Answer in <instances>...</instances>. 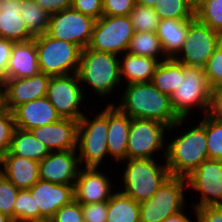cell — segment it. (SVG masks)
I'll use <instances>...</instances> for the list:
<instances>
[{"mask_svg": "<svg viewBox=\"0 0 222 222\" xmlns=\"http://www.w3.org/2000/svg\"><path fill=\"white\" fill-rule=\"evenodd\" d=\"M121 98L117 108L132 119L155 120L167 125L170 130L186 120L173 110L170 96L163 94L152 82L127 84Z\"/></svg>", "mask_w": 222, "mask_h": 222, "instance_id": "cell-1", "label": "cell"}, {"mask_svg": "<svg viewBox=\"0 0 222 222\" xmlns=\"http://www.w3.org/2000/svg\"><path fill=\"white\" fill-rule=\"evenodd\" d=\"M206 142V130L199 124L167 143L164 155L170 176L187 178L203 161L208 160Z\"/></svg>", "mask_w": 222, "mask_h": 222, "instance_id": "cell-2", "label": "cell"}, {"mask_svg": "<svg viewBox=\"0 0 222 222\" xmlns=\"http://www.w3.org/2000/svg\"><path fill=\"white\" fill-rule=\"evenodd\" d=\"M213 90L203 67L180 63V83L170 96L173 110L180 118L187 119L196 105L207 114Z\"/></svg>", "mask_w": 222, "mask_h": 222, "instance_id": "cell-3", "label": "cell"}, {"mask_svg": "<svg viewBox=\"0 0 222 222\" xmlns=\"http://www.w3.org/2000/svg\"><path fill=\"white\" fill-rule=\"evenodd\" d=\"M117 54L82 49L78 77L80 82L88 83L100 96H106L121 82Z\"/></svg>", "mask_w": 222, "mask_h": 222, "instance_id": "cell-4", "label": "cell"}, {"mask_svg": "<svg viewBox=\"0 0 222 222\" xmlns=\"http://www.w3.org/2000/svg\"><path fill=\"white\" fill-rule=\"evenodd\" d=\"M154 160V158L127 159V167L123 172L124 189L120 192L138 203L152 197L162 183L170 177L166 163L161 166Z\"/></svg>", "mask_w": 222, "mask_h": 222, "instance_id": "cell-5", "label": "cell"}, {"mask_svg": "<svg viewBox=\"0 0 222 222\" xmlns=\"http://www.w3.org/2000/svg\"><path fill=\"white\" fill-rule=\"evenodd\" d=\"M39 68L49 76L77 73L82 48L68 41L57 40L47 33L35 37Z\"/></svg>", "mask_w": 222, "mask_h": 222, "instance_id": "cell-6", "label": "cell"}, {"mask_svg": "<svg viewBox=\"0 0 222 222\" xmlns=\"http://www.w3.org/2000/svg\"><path fill=\"white\" fill-rule=\"evenodd\" d=\"M95 116L90 120L84 114L79 120L77 146L80 165L85 163V167L98 168L105 155L108 156V104Z\"/></svg>", "mask_w": 222, "mask_h": 222, "instance_id": "cell-7", "label": "cell"}, {"mask_svg": "<svg viewBox=\"0 0 222 222\" xmlns=\"http://www.w3.org/2000/svg\"><path fill=\"white\" fill-rule=\"evenodd\" d=\"M185 189L186 178L170 176L152 197L140 203V222H163L184 210Z\"/></svg>", "mask_w": 222, "mask_h": 222, "instance_id": "cell-8", "label": "cell"}, {"mask_svg": "<svg viewBox=\"0 0 222 222\" xmlns=\"http://www.w3.org/2000/svg\"><path fill=\"white\" fill-rule=\"evenodd\" d=\"M135 31L129 16H101L95 21L89 49L121 54L128 49Z\"/></svg>", "mask_w": 222, "mask_h": 222, "instance_id": "cell-9", "label": "cell"}, {"mask_svg": "<svg viewBox=\"0 0 222 222\" xmlns=\"http://www.w3.org/2000/svg\"><path fill=\"white\" fill-rule=\"evenodd\" d=\"M219 45V32L194 17L188 21L187 37L178 52L181 57L173 59L184 65L204 68Z\"/></svg>", "mask_w": 222, "mask_h": 222, "instance_id": "cell-10", "label": "cell"}, {"mask_svg": "<svg viewBox=\"0 0 222 222\" xmlns=\"http://www.w3.org/2000/svg\"><path fill=\"white\" fill-rule=\"evenodd\" d=\"M95 19L73 8L50 15L47 34L57 40H64L85 49L88 47Z\"/></svg>", "mask_w": 222, "mask_h": 222, "instance_id": "cell-11", "label": "cell"}, {"mask_svg": "<svg viewBox=\"0 0 222 222\" xmlns=\"http://www.w3.org/2000/svg\"><path fill=\"white\" fill-rule=\"evenodd\" d=\"M77 73L51 76L46 97L55 107L61 118L79 121L84 114L79 110L83 92Z\"/></svg>", "mask_w": 222, "mask_h": 222, "instance_id": "cell-12", "label": "cell"}, {"mask_svg": "<svg viewBox=\"0 0 222 222\" xmlns=\"http://www.w3.org/2000/svg\"><path fill=\"white\" fill-rule=\"evenodd\" d=\"M169 127L148 119H132L127 141V159H152L154 152L164 149V132Z\"/></svg>", "mask_w": 222, "mask_h": 222, "instance_id": "cell-13", "label": "cell"}, {"mask_svg": "<svg viewBox=\"0 0 222 222\" xmlns=\"http://www.w3.org/2000/svg\"><path fill=\"white\" fill-rule=\"evenodd\" d=\"M187 187L201 193L194 206H222V161H203L187 178Z\"/></svg>", "mask_w": 222, "mask_h": 222, "instance_id": "cell-14", "label": "cell"}, {"mask_svg": "<svg viewBox=\"0 0 222 222\" xmlns=\"http://www.w3.org/2000/svg\"><path fill=\"white\" fill-rule=\"evenodd\" d=\"M29 190L35 210H39V221L50 220L58 209L74 200V185L38 180Z\"/></svg>", "mask_w": 222, "mask_h": 222, "instance_id": "cell-15", "label": "cell"}, {"mask_svg": "<svg viewBox=\"0 0 222 222\" xmlns=\"http://www.w3.org/2000/svg\"><path fill=\"white\" fill-rule=\"evenodd\" d=\"M75 152L76 149L48 154L39 162V180L74 185L80 171L78 168L79 157H76Z\"/></svg>", "mask_w": 222, "mask_h": 222, "instance_id": "cell-16", "label": "cell"}, {"mask_svg": "<svg viewBox=\"0 0 222 222\" xmlns=\"http://www.w3.org/2000/svg\"><path fill=\"white\" fill-rule=\"evenodd\" d=\"M51 76L40 72L29 78H11L4 83V106L12 111L18 105L47 95Z\"/></svg>", "mask_w": 222, "mask_h": 222, "instance_id": "cell-17", "label": "cell"}, {"mask_svg": "<svg viewBox=\"0 0 222 222\" xmlns=\"http://www.w3.org/2000/svg\"><path fill=\"white\" fill-rule=\"evenodd\" d=\"M110 182L105 174L99 172V167L80 169L74 183V200L80 204L108 201L113 194Z\"/></svg>", "mask_w": 222, "mask_h": 222, "instance_id": "cell-18", "label": "cell"}, {"mask_svg": "<svg viewBox=\"0 0 222 222\" xmlns=\"http://www.w3.org/2000/svg\"><path fill=\"white\" fill-rule=\"evenodd\" d=\"M78 122L62 118L55 123L39 126L30 131L36 139L48 147L50 152L69 151L78 147Z\"/></svg>", "mask_w": 222, "mask_h": 222, "instance_id": "cell-19", "label": "cell"}, {"mask_svg": "<svg viewBox=\"0 0 222 222\" xmlns=\"http://www.w3.org/2000/svg\"><path fill=\"white\" fill-rule=\"evenodd\" d=\"M12 113L15 126L24 130L49 125L62 119L46 96L22 103L15 107Z\"/></svg>", "mask_w": 222, "mask_h": 222, "instance_id": "cell-20", "label": "cell"}, {"mask_svg": "<svg viewBox=\"0 0 222 222\" xmlns=\"http://www.w3.org/2000/svg\"><path fill=\"white\" fill-rule=\"evenodd\" d=\"M132 118L122 113L115 104H108V155L116 161L127 160V141Z\"/></svg>", "mask_w": 222, "mask_h": 222, "instance_id": "cell-21", "label": "cell"}, {"mask_svg": "<svg viewBox=\"0 0 222 222\" xmlns=\"http://www.w3.org/2000/svg\"><path fill=\"white\" fill-rule=\"evenodd\" d=\"M40 72L36 41L15 42L8 60L7 79L29 78Z\"/></svg>", "mask_w": 222, "mask_h": 222, "instance_id": "cell-22", "label": "cell"}, {"mask_svg": "<svg viewBox=\"0 0 222 222\" xmlns=\"http://www.w3.org/2000/svg\"><path fill=\"white\" fill-rule=\"evenodd\" d=\"M1 174L19 190L30 189L39 180V162L13 155H2Z\"/></svg>", "mask_w": 222, "mask_h": 222, "instance_id": "cell-23", "label": "cell"}, {"mask_svg": "<svg viewBox=\"0 0 222 222\" xmlns=\"http://www.w3.org/2000/svg\"><path fill=\"white\" fill-rule=\"evenodd\" d=\"M22 0H0V38L13 42L34 39L19 15Z\"/></svg>", "mask_w": 222, "mask_h": 222, "instance_id": "cell-24", "label": "cell"}, {"mask_svg": "<svg viewBox=\"0 0 222 222\" xmlns=\"http://www.w3.org/2000/svg\"><path fill=\"white\" fill-rule=\"evenodd\" d=\"M188 21L177 19L159 21L156 33L168 58H174L182 48L187 37Z\"/></svg>", "mask_w": 222, "mask_h": 222, "instance_id": "cell-25", "label": "cell"}, {"mask_svg": "<svg viewBox=\"0 0 222 222\" xmlns=\"http://www.w3.org/2000/svg\"><path fill=\"white\" fill-rule=\"evenodd\" d=\"M123 61L119 60L120 76L127 78V84L152 82L159 60L124 53Z\"/></svg>", "mask_w": 222, "mask_h": 222, "instance_id": "cell-26", "label": "cell"}, {"mask_svg": "<svg viewBox=\"0 0 222 222\" xmlns=\"http://www.w3.org/2000/svg\"><path fill=\"white\" fill-rule=\"evenodd\" d=\"M9 151L17 157L27 158L37 162H40L51 153L48 147L36 139L30 130H24L18 127L14 129Z\"/></svg>", "mask_w": 222, "mask_h": 222, "instance_id": "cell-27", "label": "cell"}, {"mask_svg": "<svg viewBox=\"0 0 222 222\" xmlns=\"http://www.w3.org/2000/svg\"><path fill=\"white\" fill-rule=\"evenodd\" d=\"M106 222H140V203L122 192H115L108 200Z\"/></svg>", "mask_w": 222, "mask_h": 222, "instance_id": "cell-28", "label": "cell"}, {"mask_svg": "<svg viewBox=\"0 0 222 222\" xmlns=\"http://www.w3.org/2000/svg\"><path fill=\"white\" fill-rule=\"evenodd\" d=\"M127 52L132 55L154 58L156 60L160 59L157 58L159 55L164 54L162 61L169 59L165 55L161 40L156 32H135L130 40Z\"/></svg>", "mask_w": 222, "mask_h": 222, "instance_id": "cell-29", "label": "cell"}, {"mask_svg": "<svg viewBox=\"0 0 222 222\" xmlns=\"http://www.w3.org/2000/svg\"><path fill=\"white\" fill-rule=\"evenodd\" d=\"M29 31L35 38L45 34L49 28L50 14H48L34 0H22L19 14Z\"/></svg>", "mask_w": 222, "mask_h": 222, "instance_id": "cell-30", "label": "cell"}, {"mask_svg": "<svg viewBox=\"0 0 222 222\" xmlns=\"http://www.w3.org/2000/svg\"><path fill=\"white\" fill-rule=\"evenodd\" d=\"M152 83L163 94L171 96L180 83V63L173 58L161 61L156 67Z\"/></svg>", "mask_w": 222, "mask_h": 222, "instance_id": "cell-31", "label": "cell"}, {"mask_svg": "<svg viewBox=\"0 0 222 222\" xmlns=\"http://www.w3.org/2000/svg\"><path fill=\"white\" fill-rule=\"evenodd\" d=\"M154 9L160 20H192L195 17V0H158Z\"/></svg>", "mask_w": 222, "mask_h": 222, "instance_id": "cell-32", "label": "cell"}, {"mask_svg": "<svg viewBox=\"0 0 222 222\" xmlns=\"http://www.w3.org/2000/svg\"><path fill=\"white\" fill-rule=\"evenodd\" d=\"M195 17L211 29L222 30V0H195Z\"/></svg>", "mask_w": 222, "mask_h": 222, "instance_id": "cell-33", "label": "cell"}, {"mask_svg": "<svg viewBox=\"0 0 222 222\" xmlns=\"http://www.w3.org/2000/svg\"><path fill=\"white\" fill-rule=\"evenodd\" d=\"M200 124L206 130L209 159L222 161V122L212 118L207 113Z\"/></svg>", "mask_w": 222, "mask_h": 222, "instance_id": "cell-34", "label": "cell"}, {"mask_svg": "<svg viewBox=\"0 0 222 222\" xmlns=\"http://www.w3.org/2000/svg\"><path fill=\"white\" fill-rule=\"evenodd\" d=\"M128 16L135 32H156L160 21L154 8L139 4H135Z\"/></svg>", "mask_w": 222, "mask_h": 222, "instance_id": "cell-35", "label": "cell"}, {"mask_svg": "<svg viewBox=\"0 0 222 222\" xmlns=\"http://www.w3.org/2000/svg\"><path fill=\"white\" fill-rule=\"evenodd\" d=\"M37 221H39V210H35V202L30 190H19L13 209V222Z\"/></svg>", "mask_w": 222, "mask_h": 222, "instance_id": "cell-36", "label": "cell"}, {"mask_svg": "<svg viewBox=\"0 0 222 222\" xmlns=\"http://www.w3.org/2000/svg\"><path fill=\"white\" fill-rule=\"evenodd\" d=\"M15 127L12 111L5 106L0 107V153L2 155L10 150Z\"/></svg>", "mask_w": 222, "mask_h": 222, "instance_id": "cell-37", "label": "cell"}, {"mask_svg": "<svg viewBox=\"0 0 222 222\" xmlns=\"http://www.w3.org/2000/svg\"><path fill=\"white\" fill-rule=\"evenodd\" d=\"M19 189L2 174H0V212L13 221V209Z\"/></svg>", "mask_w": 222, "mask_h": 222, "instance_id": "cell-38", "label": "cell"}, {"mask_svg": "<svg viewBox=\"0 0 222 222\" xmlns=\"http://www.w3.org/2000/svg\"><path fill=\"white\" fill-rule=\"evenodd\" d=\"M205 75L213 89L222 87V45L220 44L204 67Z\"/></svg>", "mask_w": 222, "mask_h": 222, "instance_id": "cell-39", "label": "cell"}, {"mask_svg": "<svg viewBox=\"0 0 222 222\" xmlns=\"http://www.w3.org/2000/svg\"><path fill=\"white\" fill-rule=\"evenodd\" d=\"M51 222H84V216L81 209V204L73 200L70 204L62 206L58 209L54 216L50 219Z\"/></svg>", "mask_w": 222, "mask_h": 222, "instance_id": "cell-40", "label": "cell"}, {"mask_svg": "<svg viewBox=\"0 0 222 222\" xmlns=\"http://www.w3.org/2000/svg\"><path fill=\"white\" fill-rule=\"evenodd\" d=\"M135 4V0H102L103 15L128 16Z\"/></svg>", "mask_w": 222, "mask_h": 222, "instance_id": "cell-41", "label": "cell"}, {"mask_svg": "<svg viewBox=\"0 0 222 222\" xmlns=\"http://www.w3.org/2000/svg\"><path fill=\"white\" fill-rule=\"evenodd\" d=\"M82 213L84 216V222H106L108 201L81 204Z\"/></svg>", "mask_w": 222, "mask_h": 222, "instance_id": "cell-42", "label": "cell"}, {"mask_svg": "<svg viewBox=\"0 0 222 222\" xmlns=\"http://www.w3.org/2000/svg\"><path fill=\"white\" fill-rule=\"evenodd\" d=\"M72 8L95 20L103 16L102 0H73Z\"/></svg>", "mask_w": 222, "mask_h": 222, "instance_id": "cell-43", "label": "cell"}, {"mask_svg": "<svg viewBox=\"0 0 222 222\" xmlns=\"http://www.w3.org/2000/svg\"><path fill=\"white\" fill-rule=\"evenodd\" d=\"M14 43L11 40L0 38V82L3 84L7 80V65Z\"/></svg>", "mask_w": 222, "mask_h": 222, "instance_id": "cell-44", "label": "cell"}, {"mask_svg": "<svg viewBox=\"0 0 222 222\" xmlns=\"http://www.w3.org/2000/svg\"><path fill=\"white\" fill-rule=\"evenodd\" d=\"M197 222H222V206L194 208Z\"/></svg>", "mask_w": 222, "mask_h": 222, "instance_id": "cell-45", "label": "cell"}, {"mask_svg": "<svg viewBox=\"0 0 222 222\" xmlns=\"http://www.w3.org/2000/svg\"><path fill=\"white\" fill-rule=\"evenodd\" d=\"M48 14L58 13L65 9L72 8L73 0H34Z\"/></svg>", "mask_w": 222, "mask_h": 222, "instance_id": "cell-46", "label": "cell"}, {"mask_svg": "<svg viewBox=\"0 0 222 222\" xmlns=\"http://www.w3.org/2000/svg\"><path fill=\"white\" fill-rule=\"evenodd\" d=\"M208 114L222 122V87L213 90Z\"/></svg>", "mask_w": 222, "mask_h": 222, "instance_id": "cell-47", "label": "cell"}, {"mask_svg": "<svg viewBox=\"0 0 222 222\" xmlns=\"http://www.w3.org/2000/svg\"><path fill=\"white\" fill-rule=\"evenodd\" d=\"M183 211L169 216L163 222H192L186 215L183 214Z\"/></svg>", "mask_w": 222, "mask_h": 222, "instance_id": "cell-48", "label": "cell"}, {"mask_svg": "<svg viewBox=\"0 0 222 222\" xmlns=\"http://www.w3.org/2000/svg\"><path fill=\"white\" fill-rule=\"evenodd\" d=\"M136 4L154 8L158 0H135Z\"/></svg>", "mask_w": 222, "mask_h": 222, "instance_id": "cell-49", "label": "cell"}, {"mask_svg": "<svg viewBox=\"0 0 222 222\" xmlns=\"http://www.w3.org/2000/svg\"><path fill=\"white\" fill-rule=\"evenodd\" d=\"M4 106V84L0 82V107Z\"/></svg>", "mask_w": 222, "mask_h": 222, "instance_id": "cell-50", "label": "cell"}, {"mask_svg": "<svg viewBox=\"0 0 222 222\" xmlns=\"http://www.w3.org/2000/svg\"><path fill=\"white\" fill-rule=\"evenodd\" d=\"M0 222H13L10 217L0 212Z\"/></svg>", "mask_w": 222, "mask_h": 222, "instance_id": "cell-51", "label": "cell"}, {"mask_svg": "<svg viewBox=\"0 0 222 222\" xmlns=\"http://www.w3.org/2000/svg\"><path fill=\"white\" fill-rule=\"evenodd\" d=\"M219 42L222 45V30L219 32Z\"/></svg>", "mask_w": 222, "mask_h": 222, "instance_id": "cell-52", "label": "cell"}, {"mask_svg": "<svg viewBox=\"0 0 222 222\" xmlns=\"http://www.w3.org/2000/svg\"><path fill=\"white\" fill-rule=\"evenodd\" d=\"M2 165V154L0 153V166ZM1 171H2V169H1V167H0V174H1Z\"/></svg>", "mask_w": 222, "mask_h": 222, "instance_id": "cell-53", "label": "cell"}, {"mask_svg": "<svg viewBox=\"0 0 222 222\" xmlns=\"http://www.w3.org/2000/svg\"><path fill=\"white\" fill-rule=\"evenodd\" d=\"M37 222H51L50 220L37 221Z\"/></svg>", "mask_w": 222, "mask_h": 222, "instance_id": "cell-54", "label": "cell"}]
</instances>
